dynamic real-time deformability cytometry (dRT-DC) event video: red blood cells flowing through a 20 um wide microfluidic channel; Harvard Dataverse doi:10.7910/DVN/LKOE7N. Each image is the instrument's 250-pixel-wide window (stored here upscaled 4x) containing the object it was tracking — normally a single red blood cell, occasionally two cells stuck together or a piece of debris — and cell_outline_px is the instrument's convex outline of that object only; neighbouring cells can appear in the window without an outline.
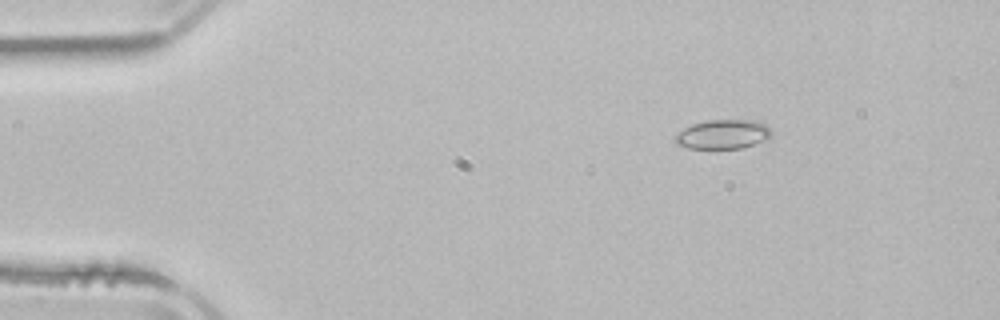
{"species": "common noctule bat (a hibernating species)", "species_latin": "Nyctalus noctula", "temperature_condition": "room temperature", "stored_images_in_passage": 4, "camera_frame_rate_fps": 3000, "um_per_image_px": 0.085, "animal": {"sex": "male", "body_mass_g": 21.5, "forearm_length_mm": 52.0}, "frame": {"image": 1, "passage_image": 3, "time_ms": 2.333, "image_size_px": [1000, 320], "cell_outline_px": [[772, 136], [764, 140], [740, 148], [688, 148], [676, 144], [672, 140], [672, 136], [684, 128], [692, 124], [708, 120], [756, 120], [768, 124], [772, 132]], "centroid_in_image_um": [61.43, 11.4], "position_along_channel_um": 23.6, "area_um2": 16.59}}
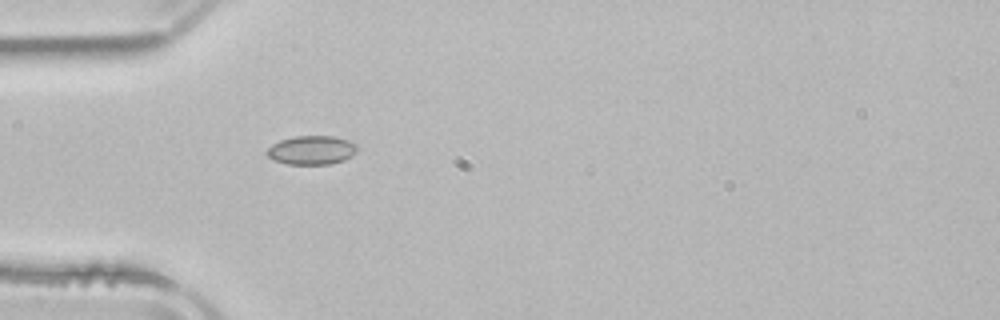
{"frame": {"image": 2, "passage_image": 4, "time_ms": 5.0, "image_size_px": [1000, 320], "cell_outline_px": [[356, 152], [352, 156], [344, 160], [332, 164], [288, 164], [272, 160], [264, 152], [272, 144], [280, 140], [296, 136], [332, 136], [348, 140], [356, 144]], "centroid_in_image_um": [26.47, 12.77], "position_along_channel_um": 58.5, "area_um2": 15.26}}